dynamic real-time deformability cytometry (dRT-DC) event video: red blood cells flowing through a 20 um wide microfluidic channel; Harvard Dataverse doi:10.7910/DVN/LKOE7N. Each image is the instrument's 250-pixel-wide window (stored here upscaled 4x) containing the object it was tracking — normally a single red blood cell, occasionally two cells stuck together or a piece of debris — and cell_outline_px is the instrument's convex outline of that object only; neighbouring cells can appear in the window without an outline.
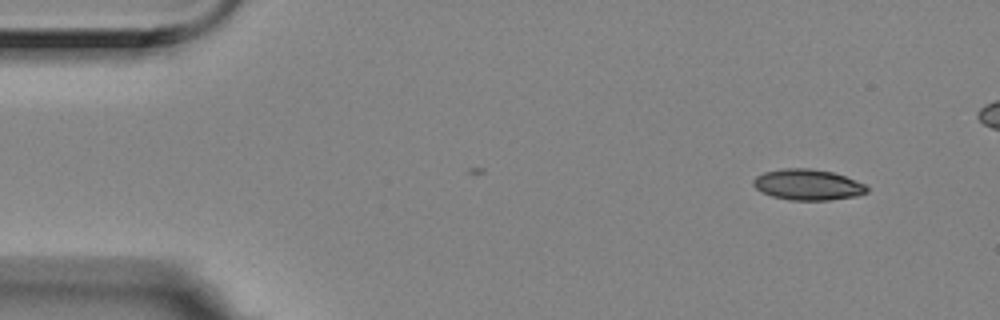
{"species": "Egyptian fruit bat (a non-hibernating species)", "species_latin": "Rousettus aegyptiacus", "temperature_condition": "room temperature", "stored_images_in_passage": 4, "camera_frame_rate_fps": 3000, "um_per_image_px": 0.085, "animal": {"sex": "female"}, "frame": {"image": 1, "passage_image": 1, "time_ms": 0.0, "image_size_px": [1000, 320], "cell_outline_px": [[868, 192], [856, 196], [828, 200], [792, 200], [772, 196], [760, 192], [752, 184], [752, 180], [756, 176], [764, 172], [784, 168], [812, 168], [832, 172], [844, 176], [864, 184], [868, 188]], "centroid_in_image_um": [68.63, 15.69], "position_along_channel_um": 16.4, "area_um2": 20.4}}